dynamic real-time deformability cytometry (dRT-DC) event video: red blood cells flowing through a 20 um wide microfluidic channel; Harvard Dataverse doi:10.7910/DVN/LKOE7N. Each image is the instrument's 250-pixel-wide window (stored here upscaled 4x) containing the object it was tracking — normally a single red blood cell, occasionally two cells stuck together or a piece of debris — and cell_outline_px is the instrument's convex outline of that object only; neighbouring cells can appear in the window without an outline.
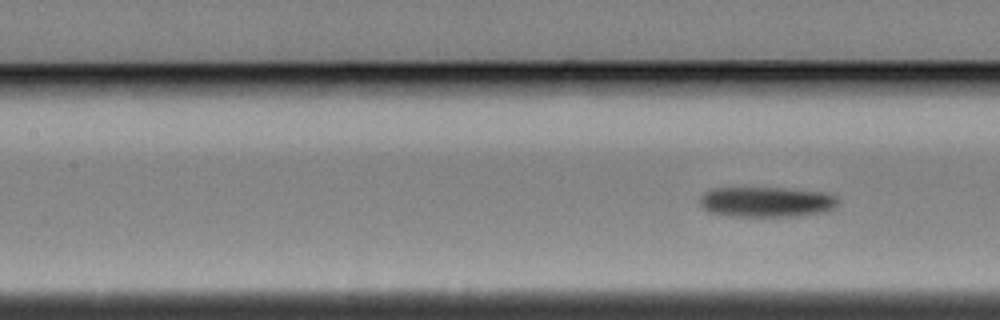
{"species": "Egyptian fruit bat (a non-hibernating species)", "species_latin": "Rousettus aegyptiacus", "temperature_condition": "cold", "stored_images_in_passage": 9, "camera_frame_rate_fps": 3000, "um_per_image_px": 0.085, "animal": {"sex": "female"}, "frame": {"image": 1, "passage_image": 9, "time_ms": 2.667, "image_size_px": [1000, 320], "cell_outline_px": [[840, 200], [836, 208], [824, 212], [796, 216], [724, 216], [708, 212], [700, 204], [700, 196], [704, 192], [712, 188], [784, 188], [820, 192], [836, 196]], "centroid_in_image_um": [65.14, 17.17], "position_along_channel_um": 142.3, "area_um2": 24.57}}